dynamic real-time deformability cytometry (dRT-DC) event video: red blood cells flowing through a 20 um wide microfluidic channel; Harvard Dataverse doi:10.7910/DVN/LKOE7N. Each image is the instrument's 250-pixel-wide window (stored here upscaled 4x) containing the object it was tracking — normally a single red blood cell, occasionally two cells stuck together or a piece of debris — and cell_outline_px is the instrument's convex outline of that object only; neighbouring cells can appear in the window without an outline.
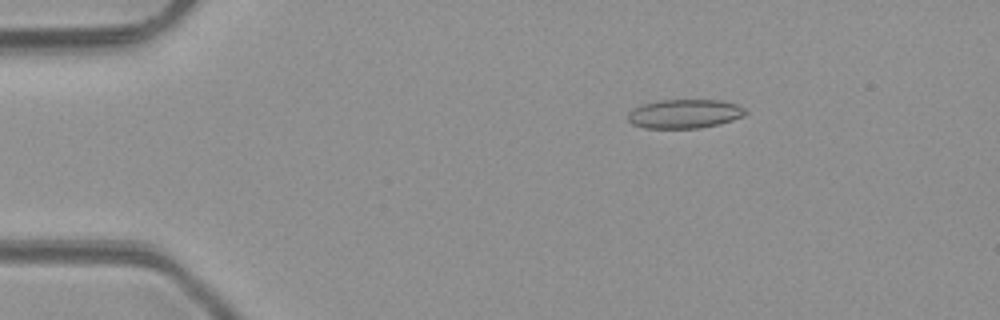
{"species": "common noctule bat (a hibernating species)", "species_latin": "Nyctalus noctula", "temperature_condition": "room temperature", "stored_images_in_passage": 5, "camera_frame_rate_fps": 3000, "um_per_image_px": 0.085, "animal": {"sex": "male", "body_mass_g": 23.1, "forearm_length_mm": 52.7}, "frame": {"image": 1, "passage_image": 3, "time_ms": 2.0, "image_size_px": [1000, 320], "cell_outline_px": [[748, 112], [744, 116], [720, 124], [700, 128], [644, 128], [632, 124], [628, 120], [628, 112], [632, 108], [644, 104], [660, 100], [720, 100], [736, 104], [744, 108]], "centroid_in_image_um": [58.19, 9.68], "position_along_channel_um": 26.8, "area_um2": 19.94}}